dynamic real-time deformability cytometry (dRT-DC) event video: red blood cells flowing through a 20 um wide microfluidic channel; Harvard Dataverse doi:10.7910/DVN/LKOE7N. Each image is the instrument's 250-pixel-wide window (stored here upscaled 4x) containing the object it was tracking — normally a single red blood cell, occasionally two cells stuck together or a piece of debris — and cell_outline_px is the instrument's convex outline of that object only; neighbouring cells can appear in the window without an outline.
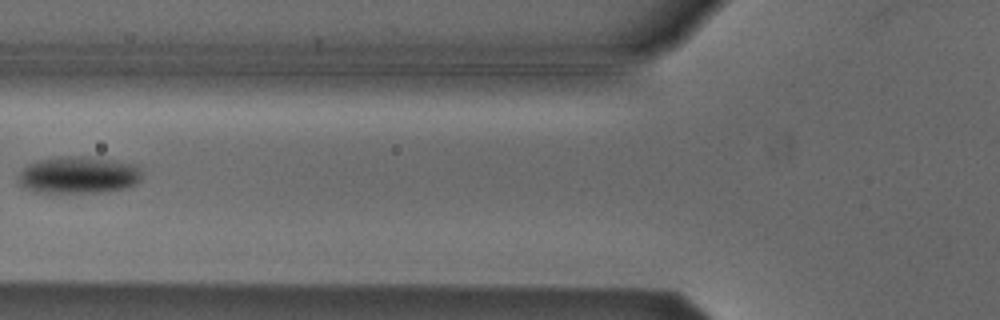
{"species": "Egyptian fruit bat (a non-hibernating species)", "species_latin": "Rousettus aegyptiacus", "temperature_condition": "cold", "stored_images_in_passage": 9, "camera_frame_rate_fps": 3000, "um_per_image_px": 0.085, "animal": {"sex": "male"}, "frame": {"image": 1, "passage_image": 8, "time_ms": 2.333, "image_size_px": [1000, 320], "cell_outline_px": [[140, 180], [136, 184], [128, 188], [100, 192], [36, 192], [24, 188], [16, 180], [16, 176], [28, 164], [36, 160], [60, 156], [88, 156], [116, 160], [132, 164], [140, 168]], "centroid_in_image_um": [6.64, 14.86], "position_along_channel_um": 119.2, "area_um2": 26.99}}
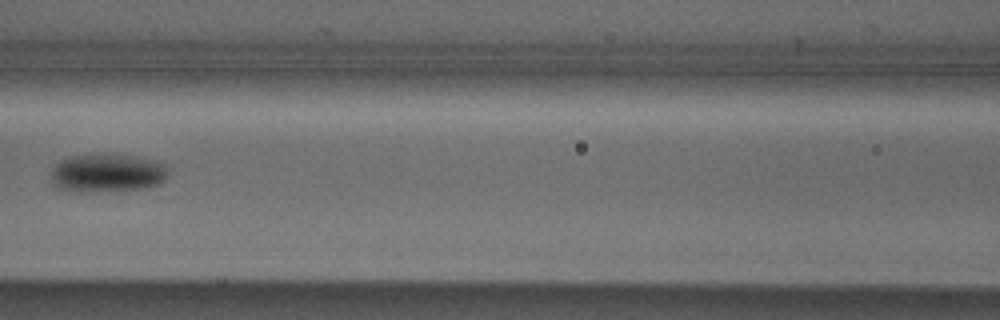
{"frame": {"image": 2, "passage_image": 9, "time_ms": 2.667, "image_size_px": [1000, 320], "cell_outline_px": [[168, 176], [160, 184], [144, 188], [92, 192], [80, 192], [60, 188], [52, 180], [48, 172], [60, 160], [68, 156], [104, 152], [140, 156], [156, 160], [164, 164], [168, 168]], "centroid_in_image_um": [9.13, 14.66], "position_along_channel_um": 157.5, "area_um2": 27.05}}